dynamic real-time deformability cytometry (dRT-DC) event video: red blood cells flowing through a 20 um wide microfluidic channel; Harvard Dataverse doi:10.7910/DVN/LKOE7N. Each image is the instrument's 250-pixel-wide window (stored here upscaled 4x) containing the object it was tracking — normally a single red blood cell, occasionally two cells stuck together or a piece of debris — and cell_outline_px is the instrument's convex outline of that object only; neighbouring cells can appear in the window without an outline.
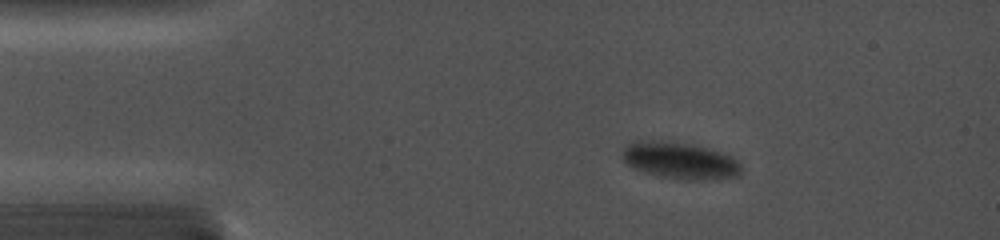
{"species": "common noctule bat (a hibernating species)", "species_latin": "Nyctalus noctula", "temperature_condition": "cold", "stored_images_in_passage": 25, "camera_frame_rate_fps": 5000, "um_per_image_px": 0.085, "animal": {"sex": "female", "body_mass_g": 19.0, "forearm_length_mm": 56.7}, "frame": {"image": 1, "passage_image": 1, "time_ms": 0.0, "image_size_px": [1000, 240], "cell_outline_px": [[744, 172], [740, 176], [728, 180], [688, 180], [660, 176], [644, 172], [628, 164], [624, 160], [624, 148], [628, 144], [636, 140], [652, 140], [692, 144], [720, 152], [732, 156], [744, 168]], "centroid_in_image_um": [57.92, 13.68], "position_along_channel_um": 27.1, "area_um2": 25.72}}
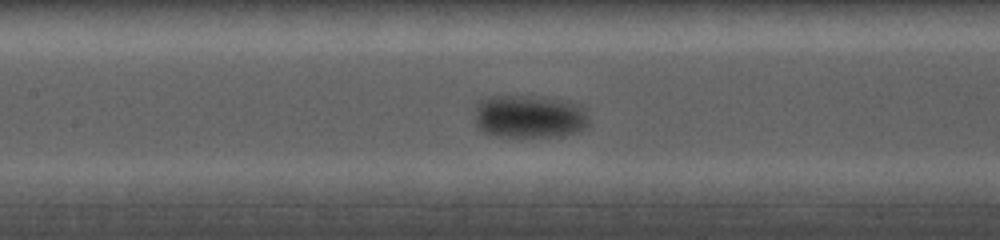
{"frame": {"image": 2, "passage_image": 10, "time_ms": 5.2, "image_size_px": [1000, 240], "cell_outline_px": [[588, 128], [580, 132], [564, 136], [496, 136], [484, 132], [476, 124], [476, 104], [480, 100], [488, 96], [544, 96], [568, 100], [584, 108], [588, 116]], "centroid_in_image_um": [45.05, 9.89], "position_along_channel_um": 162.3, "area_um2": 29.13}}
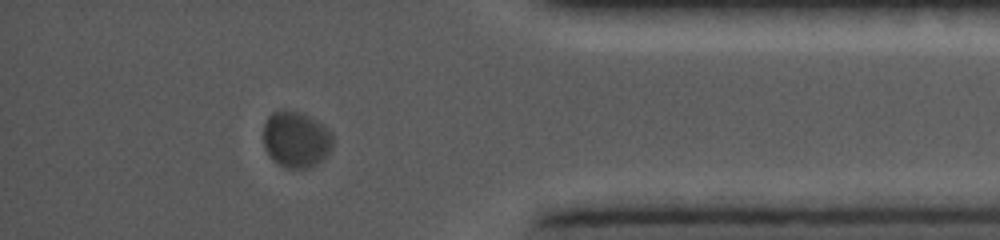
{"frame": {"image": 3, "passage_image": 22, "time_ms": 12.2, "image_size_px": [1000, 240], "cell_outline_px": [[332, 148], [316, 164], [308, 168], [284, 168], [272, 160], [264, 144], [264, 124], [268, 116], [272, 112], [280, 108], [284, 108], [300, 112], [316, 120], [328, 128], [332, 132]], "centroid_in_image_um": [25.15, 11.82], "position_along_channel_um": 410.1, "area_um2": 22.89}}